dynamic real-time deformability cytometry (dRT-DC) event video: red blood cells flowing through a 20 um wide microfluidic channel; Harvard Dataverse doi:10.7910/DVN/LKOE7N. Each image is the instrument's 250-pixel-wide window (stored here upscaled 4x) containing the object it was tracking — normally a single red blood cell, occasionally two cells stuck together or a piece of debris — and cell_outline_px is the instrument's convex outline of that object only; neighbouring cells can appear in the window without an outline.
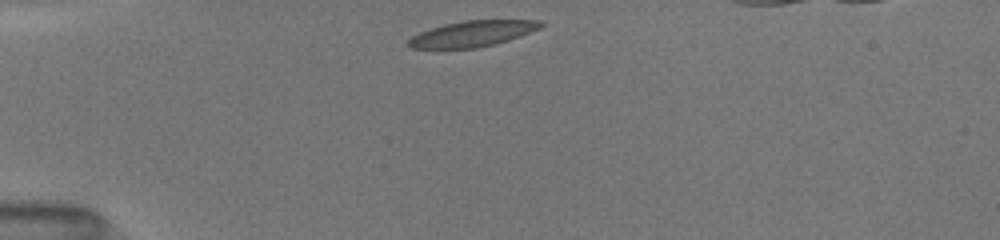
{"species": "common noctule bat (a hibernating species)", "species_latin": "Nyctalus noctula", "temperature_condition": "room temperature", "stored_images_in_passage": 6, "camera_frame_rate_fps": 3000, "um_per_image_px": 0.085, "animal": {"sex": "female", "body_mass_g": 19.5, "forearm_length_mm": 54.1}, "frame": {"image": 1, "passage_image": 1, "time_ms": 0.0, "image_size_px": [1000, 240], "cell_outline_px": [[544, 24], [540, 28], [520, 36], [496, 44], [476, 48], [412, 48], [408, 44], [408, 40], [412, 36], [420, 32], [444, 24], [464, 20], [540, 20]], "centroid_in_image_um": [40.18, 2.86], "position_along_channel_um": 44.8, "area_um2": 19.77}}
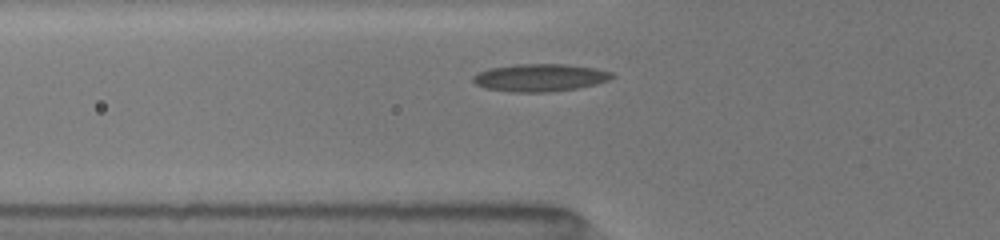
{"frame": {"image": 2, "passage_image": 5, "time_ms": 1.667, "image_size_px": [1000, 240], "cell_outline_px": [[616, 76], [608, 80], [596, 84], [576, 88], [548, 92], [512, 92], [484, 88], [476, 84], [472, 80], [472, 76], [476, 72], [488, 68], [516, 64], [564, 64], [596, 68], [612, 72]], "centroid_in_image_um": [45.87, 6.59], "position_along_channel_um": 79.9, "area_um2": 22.48}}